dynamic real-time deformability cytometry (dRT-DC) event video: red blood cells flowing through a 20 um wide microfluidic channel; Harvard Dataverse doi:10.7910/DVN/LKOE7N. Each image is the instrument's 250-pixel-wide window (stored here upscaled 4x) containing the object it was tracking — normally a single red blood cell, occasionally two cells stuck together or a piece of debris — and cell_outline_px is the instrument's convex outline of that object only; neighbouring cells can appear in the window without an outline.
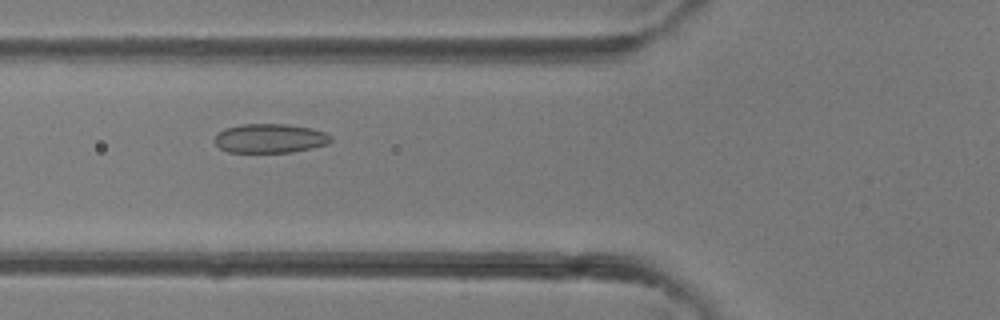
{"species": "common noctule bat (a hibernating species)", "species_latin": "Nyctalus noctula", "temperature_condition": "room temperature", "stored_images_in_passage": 41, "camera_frame_rate_fps": 3000, "um_per_image_px": 0.085, "animal": {"sex": "female"}, "frame": {"image": 1, "passage_image": 16, "time_ms": 5.0, "image_size_px": [1000, 320], "cell_outline_px": [[332, 140], [328, 144], [312, 148], [292, 152], [228, 152], [220, 148], [216, 144], [216, 136], [224, 128], [240, 124], [284, 124], [312, 128], [324, 132], [332, 136]], "centroid_in_image_um": [22.98, 11.76], "position_along_channel_um": 102.8, "area_um2": 19.71}}
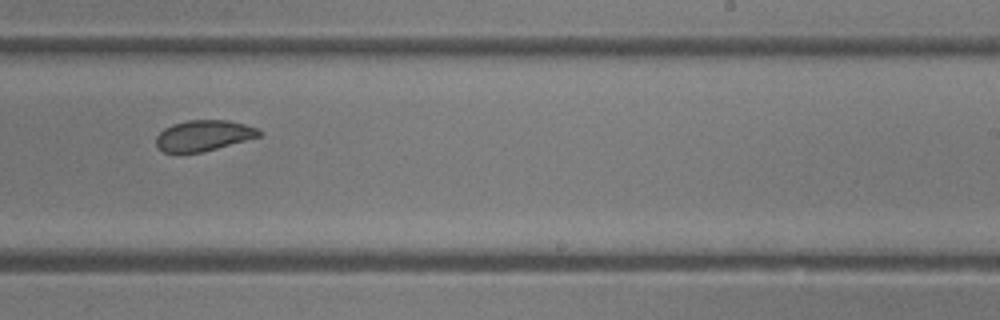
{"frame": {"image": 2, "passage_image": 26, "time_ms": 8.333, "image_size_px": [1000, 320], "cell_outline_px": [[260, 136], [204, 152], [176, 156], [164, 152], [156, 144], [156, 136], [164, 128], [172, 124], [188, 120], [228, 120], [244, 124], [256, 128], [260, 132]], "centroid_in_image_um": [17.22, 11.56], "position_along_channel_um": 271.8, "area_um2": 18.84}}
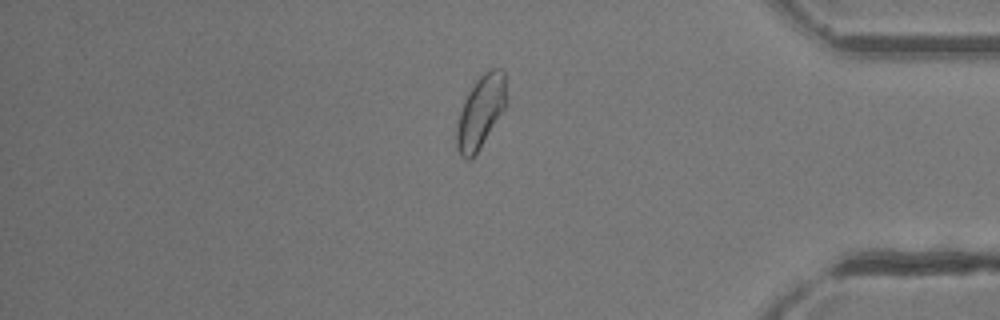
{"frame": {"image": 3, "passage_image": 35, "time_ms": 11.333, "image_size_px": [1000, 320], "cell_outline_px": [[508, 104], [476, 152], [468, 160], [464, 160], [460, 156], [456, 148], [456, 128], [460, 112], [464, 100], [468, 92], [476, 80], [484, 72], [492, 68], [500, 68], [504, 72], [508, 96]], "centroid_in_image_um": [40.87, 9.47], "position_along_channel_um": 394.3, "area_um2": 21.1}}